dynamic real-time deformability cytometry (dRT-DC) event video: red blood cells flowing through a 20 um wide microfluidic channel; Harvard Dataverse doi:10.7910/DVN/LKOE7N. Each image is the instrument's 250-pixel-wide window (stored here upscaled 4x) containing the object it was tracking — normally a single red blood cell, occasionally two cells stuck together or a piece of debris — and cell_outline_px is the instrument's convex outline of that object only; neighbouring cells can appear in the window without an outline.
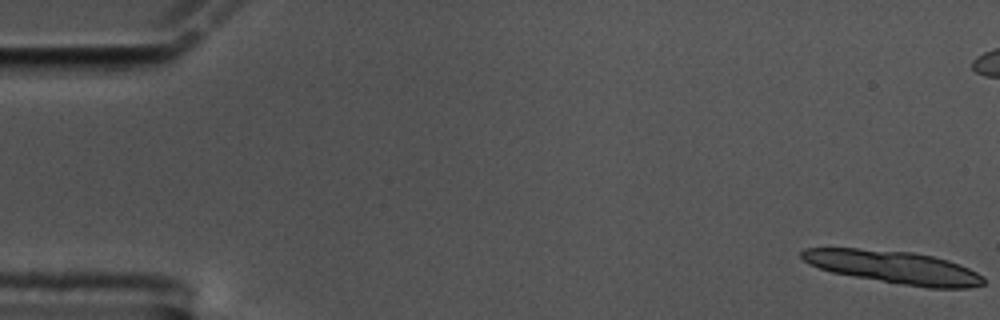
{"species": "common noctule bat (a hibernating species)", "species_latin": "Nyctalus noctula", "temperature_condition": "cold", "stored_images_in_passage": 11, "camera_frame_rate_fps": 3000, "um_per_image_px": 0.085, "animal": {"sex": "male", "body_mass_g": 17.5, "forearm_length_mm": 52.3}, "frame": {"image": 1, "passage_image": 1, "time_ms": 0.0, "image_size_px": [1000, 320], "cell_outline_px": [[984, 284], [968, 288], [928, 288], [832, 272], [808, 264], [800, 256], [800, 252], [804, 248], [856, 248], [912, 252], [932, 256], [948, 260], [960, 264], [984, 276]], "centroid_in_image_um": [75.98, 22.7], "position_along_channel_um": 9.0, "area_um2": 34.39}}